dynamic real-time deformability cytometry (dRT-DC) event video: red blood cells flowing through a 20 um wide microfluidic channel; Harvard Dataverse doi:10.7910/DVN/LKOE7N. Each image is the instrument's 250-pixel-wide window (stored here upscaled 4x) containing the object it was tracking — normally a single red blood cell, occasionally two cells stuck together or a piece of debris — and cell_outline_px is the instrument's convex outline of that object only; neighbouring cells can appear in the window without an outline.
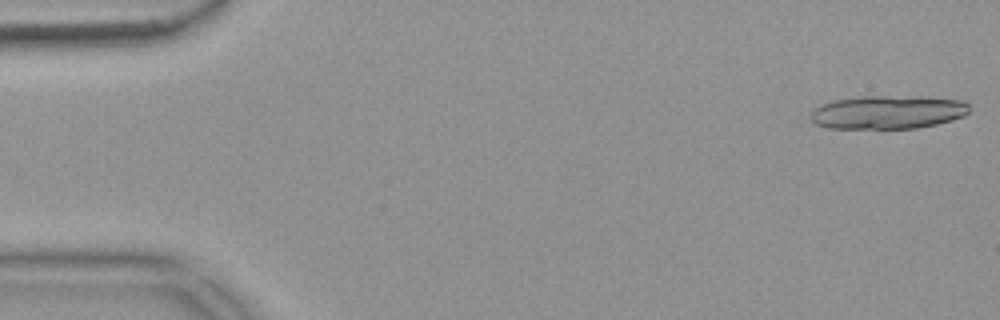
{"species": "common noctule bat (a hibernating species)", "species_latin": "Nyctalus noctula", "temperature_condition": "warm", "stored_images_in_passage": 19, "camera_frame_rate_fps": 3000, "um_per_image_px": 0.085, "animal": {"sex": "female", "body_mass_g": 18.4}, "frame": {"image": 1, "passage_image": 1, "time_ms": 0.0, "image_size_px": [1000, 320], "cell_outline_px": [[968, 112], [964, 116], [952, 120], [936, 124], [916, 128], [828, 128], [816, 124], [808, 116], [820, 104], [832, 100], [860, 96], [884, 96], [964, 100], [968, 104]], "centroid_in_image_um": [75.41, 9.54], "position_along_channel_um": 9.6, "area_um2": 30.63}}